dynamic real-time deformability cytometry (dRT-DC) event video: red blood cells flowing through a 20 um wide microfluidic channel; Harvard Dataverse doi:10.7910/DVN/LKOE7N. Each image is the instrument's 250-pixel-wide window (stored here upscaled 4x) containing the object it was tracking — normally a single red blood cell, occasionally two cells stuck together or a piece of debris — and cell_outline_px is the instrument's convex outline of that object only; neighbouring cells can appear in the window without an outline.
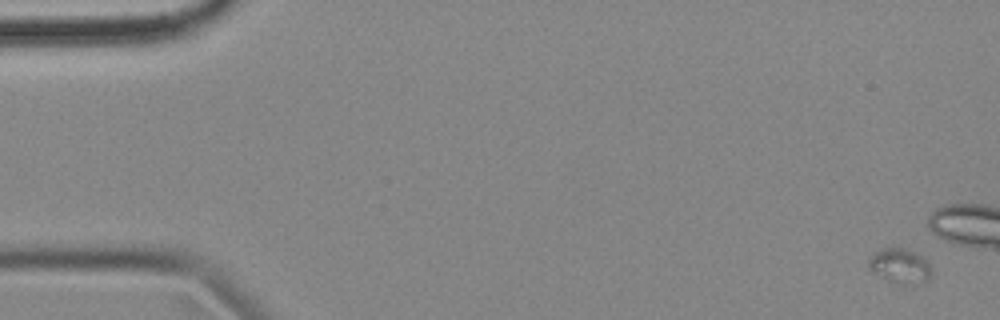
{"species": "common noctule bat (a hibernating species)", "species_latin": "Nyctalus noctula", "temperature_condition": "cold", "stored_images_in_passage": 6, "camera_frame_rate_fps": 3000, "um_per_image_px": 0.085, "animal": {"sex": "female", "body_mass_g": 18.4}, "frame": {"image": 1, "passage_image": 1, "time_ms": 0.0, "image_size_px": [1000, 320], "cell_outline_px": [[932, 276], [924, 284], [912, 288], [888, 280], [880, 276], [868, 268], [868, 260], [880, 248], [904, 248], [920, 256], [928, 264], [932, 272]], "centroid_in_image_um": [76.54, 22.68], "position_along_channel_um": 8.5, "area_um2": 12.95}}